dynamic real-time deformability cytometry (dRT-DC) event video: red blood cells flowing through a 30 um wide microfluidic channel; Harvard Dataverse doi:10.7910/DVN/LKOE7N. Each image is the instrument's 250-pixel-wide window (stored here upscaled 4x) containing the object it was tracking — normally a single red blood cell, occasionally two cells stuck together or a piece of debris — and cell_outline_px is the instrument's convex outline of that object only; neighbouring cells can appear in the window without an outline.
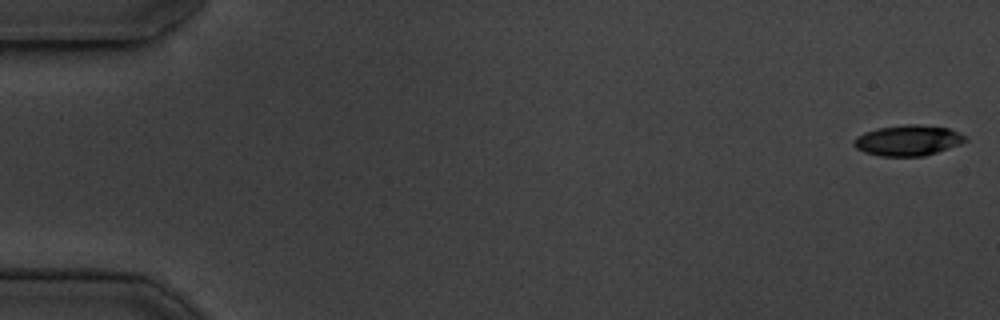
{"species": "common noctule bat (a hibernating species)", "species_latin": "Nyctalus noctula", "temperature_condition": "cold", "stored_images_in_passage": 54, "camera_frame_rate_fps": 3000, "um_per_image_px": 0.085, "animal": {"sex": "male", "body_mass_g": 19.5, "forearm_length_mm": 54.6}, "frame": {"image": 1, "passage_image": 1, "time_ms": 0.0, "image_size_px": [1000, 320], "cell_outline_px": [[968, 140], [960, 144], [924, 156], [880, 156], [864, 152], [856, 148], [852, 144], [852, 140], [856, 136], [864, 132], [876, 128], [908, 124], [920, 124], [948, 128], [968, 136]], "centroid_in_image_um": [77.16, 11.92], "position_along_channel_um": 7.8, "area_um2": 20.06}}
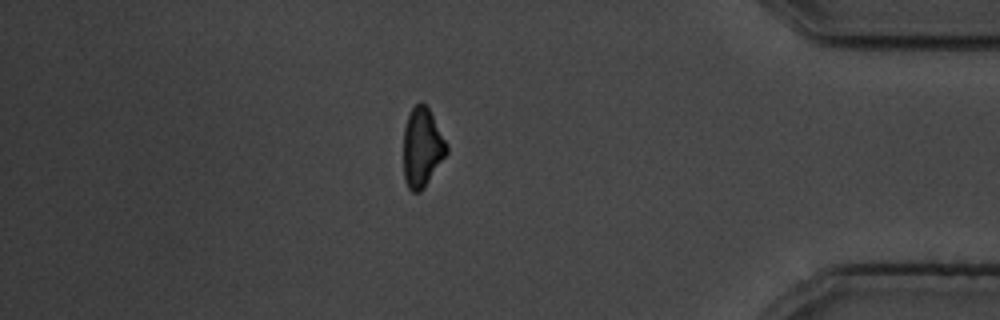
{"frame": {"image": 2, "passage_image": 47, "time_ms": 15.333, "image_size_px": [1000, 320], "cell_outline_px": [[448, 152], [424, 188], [420, 192], [412, 192], [408, 188], [404, 180], [404, 128], [408, 116], [412, 108], [420, 100], [428, 108], [448, 144]], "centroid_in_image_um": [35.88, 12.55], "position_along_channel_um": 399.3, "area_um2": 19.88}}
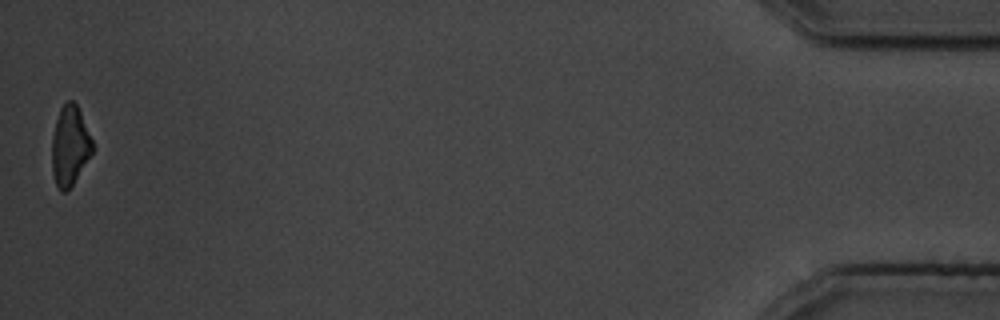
{"frame": {"image": 3, "passage_image": 54, "time_ms": 17.667, "image_size_px": [1000, 320], "cell_outline_px": [[96, 148], [72, 184], [64, 192], [60, 192], [56, 184], [52, 172], [52, 136], [56, 120], [60, 108], [68, 100], [72, 100], [76, 104], [80, 112]], "centroid_in_image_um": [5.95, 12.39], "position_along_channel_um": 429.3, "area_um2": 18.79}, "authors_computed_cell_mechanics": {"area_um2": 20.9814, "velocity_mm_per_s": 3.713, "shape_relaxation_time_tau1_ms": 3.0041, "shape_relaxation_time_tau2_ms": null, "deformation_change_tau1": 0.1531, "deformation_change_tau2": null}}